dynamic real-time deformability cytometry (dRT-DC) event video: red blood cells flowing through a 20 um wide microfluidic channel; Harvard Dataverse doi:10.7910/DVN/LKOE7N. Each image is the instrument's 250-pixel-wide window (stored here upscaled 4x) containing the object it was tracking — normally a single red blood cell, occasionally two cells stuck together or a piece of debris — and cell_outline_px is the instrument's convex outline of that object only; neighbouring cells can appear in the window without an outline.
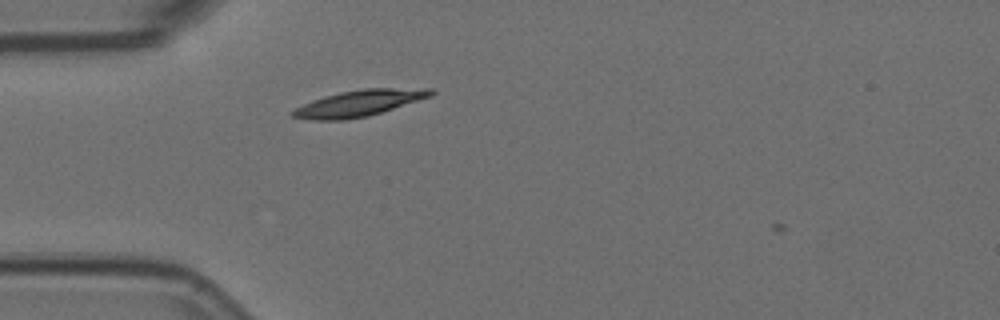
{"species": "Egyptian fruit bat (a non-hibernating species)", "species_latin": "Rousettus aegyptiacus", "temperature_condition": "room temperature", "stored_images_in_passage": 4, "camera_frame_rate_fps": 3000, "um_per_image_px": 0.085, "animal": {"sex": "female"}, "frame": {"image": 1, "passage_image": 3, "time_ms": 0.667, "image_size_px": [1000, 320], "cell_outline_px": [[436, 92], [432, 96], [368, 116], [344, 120], [308, 120], [292, 116], [288, 112], [312, 100], [324, 96], [340, 92], [364, 88], [432, 88]], "centroid_in_image_um": [30.52, 8.77], "position_along_channel_um": 54.5, "area_um2": 21.15}}